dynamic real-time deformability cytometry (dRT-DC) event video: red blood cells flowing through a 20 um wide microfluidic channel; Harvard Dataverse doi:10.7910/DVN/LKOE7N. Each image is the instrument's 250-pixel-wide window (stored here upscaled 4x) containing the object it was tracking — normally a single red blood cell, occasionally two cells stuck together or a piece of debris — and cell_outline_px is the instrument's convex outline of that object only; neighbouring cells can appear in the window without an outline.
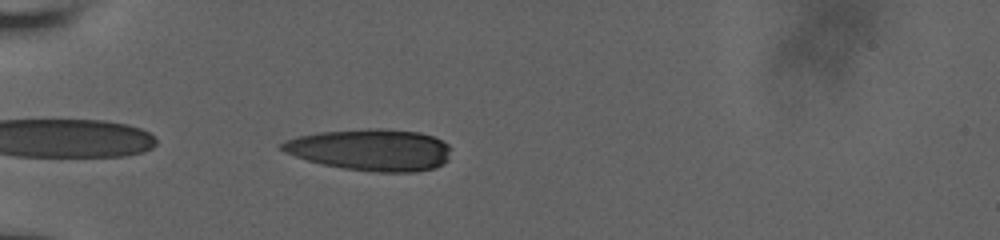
{"species": "human", "species_latin": "Homo sapiens", "temperature_condition": "room temperature", "stored_images_in_passage": 40, "camera_frame_rate_fps": 3000, "um_per_image_px": 0.085, "donor": {"sex": "male"}, "frame": {"image": 1, "passage_image": 2, "time_ms": 0.333, "image_size_px": [1000, 240], "cell_outline_px": [[452, 148], [448, 160], [444, 164], [436, 168], [412, 172], [376, 172], [344, 168], [324, 164], [308, 160], [284, 152], [280, 148], [280, 144], [296, 136], [320, 132], [368, 128], [388, 128], [420, 132], [432, 136], [448, 144]], "centroid_in_image_um": [31.57, 12.72], "position_along_channel_um": 53.4, "area_um2": 41.27}}
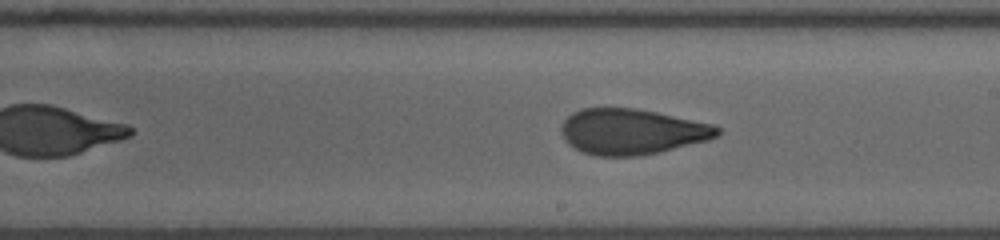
{"frame": {"image": 2, "passage_image": 18, "time_ms": 5.667, "image_size_px": [1000, 240], "cell_outline_px": [[720, 132], [716, 136], [708, 140], [660, 152], [640, 156], [596, 156], [580, 152], [568, 144], [564, 140], [560, 132], [560, 128], [564, 120], [572, 112], [580, 108], [636, 108], [656, 112], [712, 124], [720, 128]], "centroid_in_image_um": [53.65, 11.19], "position_along_channel_um": 235.4, "area_um2": 41.73}}
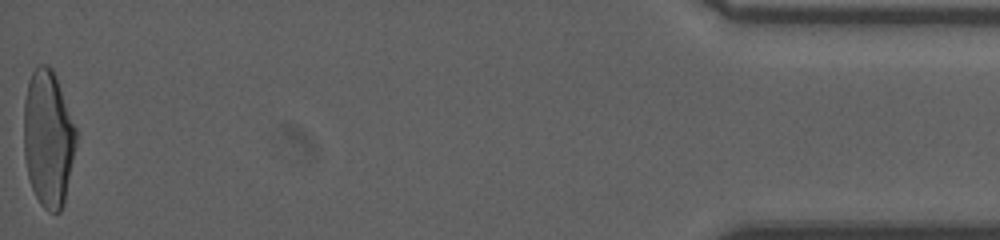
{"frame": {"image": 3, "passage_image": 40, "time_ms": 13.0, "image_size_px": [1000, 240], "cell_outline_px": [[76, 144], [64, 204], [60, 212], [48, 212], [40, 204], [32, 188], [28, 176], [24, 156], [24, 100], [28, 80], [36, 64], [48, 64], [52, 68], [56, 76], [76, 128]], "centroid_in_image_um": [4.08, 11.75], "position_along_channel_um": 431.1, "area_um2": 41.85}, "authors_computed_cell_mechanics": {"area_um2": 41.7894, "velocity_mm_per_s": 3.8428, "shape_relaxation_time_tau1_ms": 7.2305, "shape_relaxation_time_tau2_ms": 1.9014, "deformation_change_tau1": 0.2313, "deformation_change_tau2": 0.0792}}